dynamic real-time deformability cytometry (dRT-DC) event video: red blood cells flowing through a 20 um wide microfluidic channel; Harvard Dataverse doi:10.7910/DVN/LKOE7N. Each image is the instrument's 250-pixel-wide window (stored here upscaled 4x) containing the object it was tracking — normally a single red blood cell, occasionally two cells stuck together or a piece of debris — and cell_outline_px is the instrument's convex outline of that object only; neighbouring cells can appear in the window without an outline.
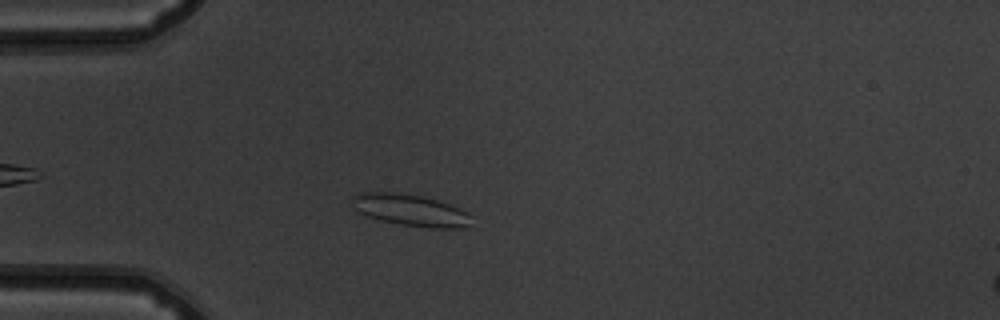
{"species": "common noctule bat (a hibernating species)", "species_latin": "Nyctalus noctula", "temperature_condition": "warm", "stored_images_in_passage": 47, "camera_frame_rate_fps": 3000, "um_per_image_px": 0.085, "animal": {"sex": "male", "body_mass_g": 19.5, "forearm_length_mm": 54.6}, "frame": {"image": 1, "passage_image": 9, "time_ms": 2.667, "image_size_px": [1000, 320], "cell_outline_px": [[472, 216], [468, 224], [464, 228], [432, 228], [400, 224], [380, 220], [356, 212], [352, 200], [352, 196], [356, 192], [396, 192], [424, 196], [460, 208], [468, 212]], "centroid_in_image_um": [34.86, 17.85], "position_along_channel_um": 50.1, "area_um2": 22.14}}
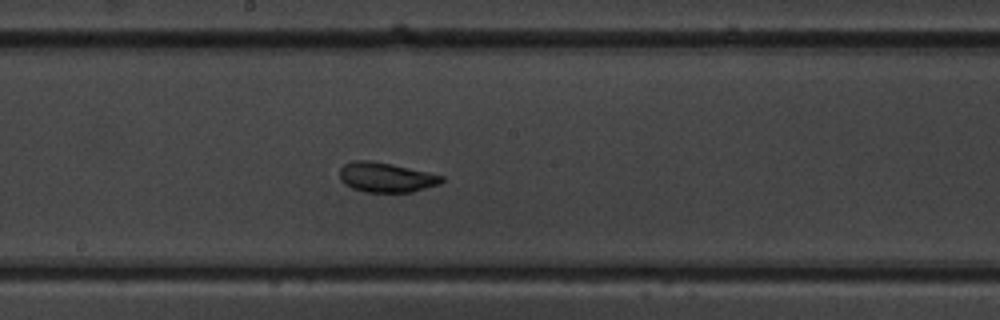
{"frame": {"image": 2, "passage_image": 23, "time_ms": 7.333, "image_size_px": [1000, 320], "cell_outline_px": [[444, 180], [440, 184], [412, 192], [364, 192], [352, 188], [344, 184], [340, 180], [340, 168], [344, 164], [352, 160], [372, 160], [392, 164], [444, 176]], "centroid_in_image_um": [32.79, 15.07], "position_along_channel_um": 215.4, "area_um2": 17.8}}
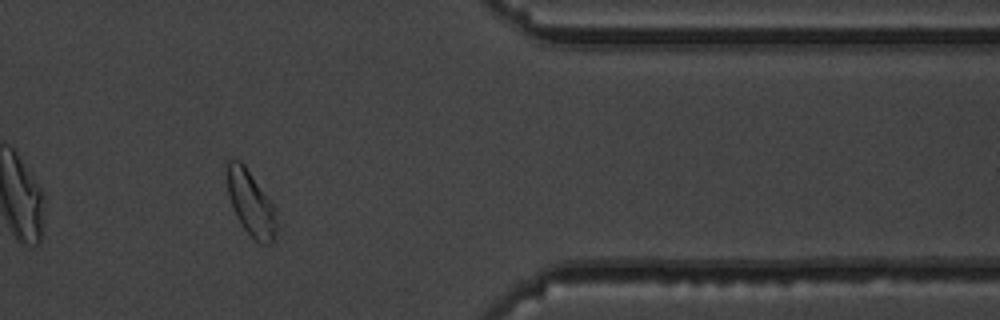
{"frame": {"image": 3, "passage_image": 38, "time_ms": 12.333, "image_size_px": [1000, 320], "cell_outline_px": [[276, 240], [272, 244], [260, 244], [244, 228], [236, 216], [228, 196], [224, 164], [228, 160], [240, 160], [244, 164], [276, 208]], "centroid_in_image_um": [21.3, 17.25], "position_along_channel_um": 390.1, "area_um2": 19.13}, "authors_computed_cell_mechanics": {"area_um2": 18.6694, "velocity_mm_per_s": 3.8579, "shape_relaxation_time_tau1_ms": 5.5366, "shape_relaxation_time_tau2_ms": 1.1142, "deformation_change_tau1": 0.1345, "deformation_change_tau2": 0.0782}}